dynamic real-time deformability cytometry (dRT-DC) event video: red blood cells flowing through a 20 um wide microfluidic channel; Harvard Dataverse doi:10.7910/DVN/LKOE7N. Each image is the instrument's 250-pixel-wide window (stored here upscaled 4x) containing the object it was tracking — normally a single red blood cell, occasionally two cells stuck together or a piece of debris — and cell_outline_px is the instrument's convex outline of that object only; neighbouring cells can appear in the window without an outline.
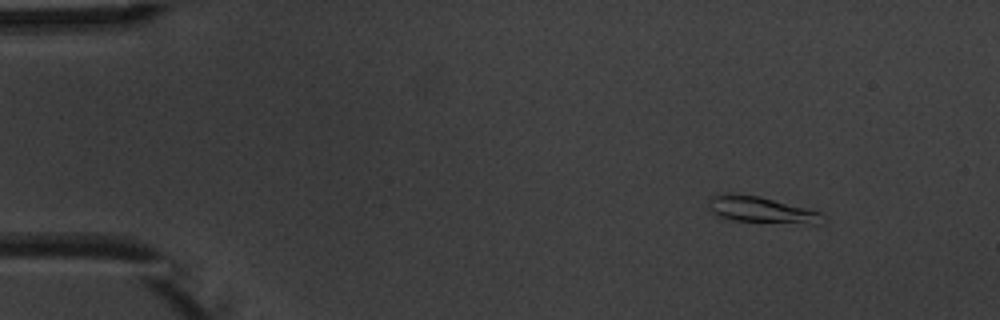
{"species": "common noctule bat (a hibernating species)", "species_latin": "Nyctalus noctula", "temperature_condition": "warm", "stored_images_in_passage": 4, "camera_frame_rate_fps": 3000, "um_per_image_px": 0.085, "animal": {"sex": "male", "body_mass_g": 20.1, "forearm_length_mm": 53.5}, "frame": {"image": 1, "passage_image": 2, "time_ms": 1.0, "image_size_px": [1000, 320], "cell_outline_px": [[820, 212], [816, 224], [732, 220], [720, 216], [712, 212], [708, 208], [708, 196], [728, 192], [732, 192], [760, 196]], "centroid_in_image_um": [64.52, 17.78], "position_along_channel_um": 20.5, "area_um2": 17.11}}